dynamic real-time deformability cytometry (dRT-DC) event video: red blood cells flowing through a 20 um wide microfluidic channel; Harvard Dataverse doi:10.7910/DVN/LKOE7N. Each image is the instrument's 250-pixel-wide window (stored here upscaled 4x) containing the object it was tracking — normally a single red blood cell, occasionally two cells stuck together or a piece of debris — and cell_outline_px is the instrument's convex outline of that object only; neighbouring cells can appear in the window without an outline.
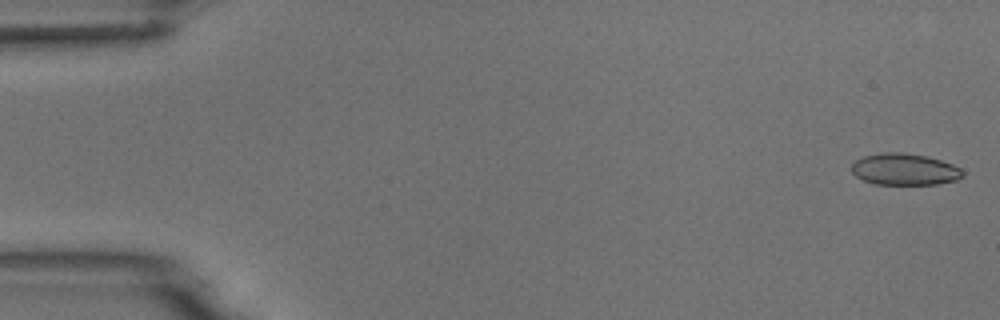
{"species": "common noctule bat (a hibernating species)", "species_latin": "Nyctalus noctula", "temperature_condition": "room temperature", "stored_images_in_passage": 6, "camera_frame_rate_fps": 3000, "um_per_image_px": 0.085, "animal": {"sex": "male", "body_mass_g": 18.8}, "frame": {"image": 1, "passage_image": 1, "time_ms": 0.0, "image_size_px": [1000, 320], "cell_outline_px": [[964, 176], [956, 180], [936, 184], [876, 184], [864, 180], [856, 176], [852, 172], [852, 164], [856, 160], [864, 156], [884, 152], [900, 152], [924, 156], [940, 160], [952, 164], [960, 168], [964, 172]], "centroid_in_image_um": [76.9, 14.39], "position_along_channel_um": 8.1, "area_um2": 20.29}}